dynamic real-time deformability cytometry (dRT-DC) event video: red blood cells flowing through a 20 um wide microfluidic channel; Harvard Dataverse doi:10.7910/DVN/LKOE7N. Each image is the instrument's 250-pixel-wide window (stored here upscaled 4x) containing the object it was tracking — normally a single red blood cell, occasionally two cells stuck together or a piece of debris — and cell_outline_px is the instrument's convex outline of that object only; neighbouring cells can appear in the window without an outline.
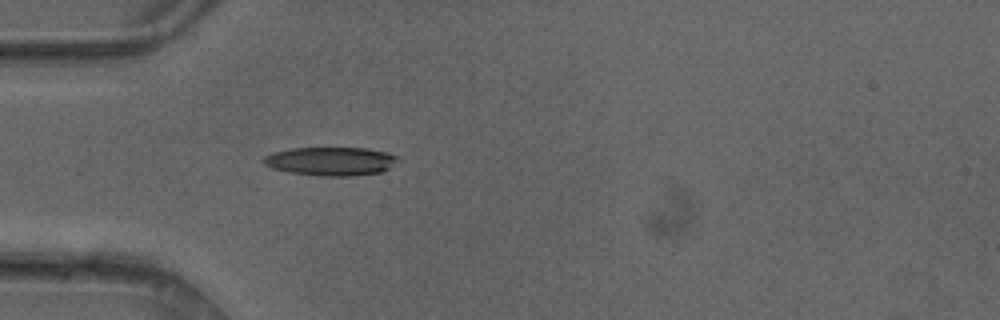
{"species": "common noctule bat (a hibernating species)", "species_latin": "Nyctalus noctula", "temperature_condition": "cold", "stored_images_in_passage": 1, "camera_frame_rate_fps": 3000, "um_per_image_px": 0.085, "animal": {"sex": "female"}, "frame": {"image": 1, "passage_image": 1, "time_ms": 0.0, "image_size_px": [1000, 320], "cell_outline_px": [[400, 160], [384, 172], [352, 176], [324, 176], [288, 172], [272, 168], [264, 164], [264, 156], [272, 152], [292, 148], [368, 148], [388, 152], [396, 156]], "centroid_in_image_um": [28.16, 13.7], "position_along_channel_um": 56.8, "area_um2": 22.54}}